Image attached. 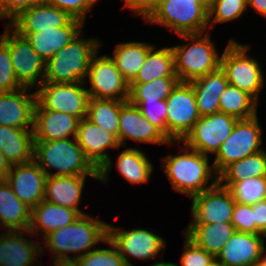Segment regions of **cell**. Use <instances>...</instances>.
<instances>
[{
  "label": "cell",
  "mask_w": 266,
  "mask_h": 266,
  "mask_svg": "<svg viewBox=\"0 0 266 266\" xmlns=\"http://www.w3.org/2000/svg\"><path fill=\"white\" fill-rule=\"evenodd\" d=\"M33 160L47 176L98 175L76 138L34 141Z\"/></svg>",
  "instance_id": "3"
},
{
  "label": "cell",
  "mask_w": 266,
  "mask_h": 266,
  "mask_svg": "<svg viewBox=\"0 0 266 266\" xmlns=\"http://www.w3.org/2000/svg\"><path fill=\"white\" fill-rule=\"evenodd\" d=\"M247 9L246 0H212L208 11L209 31L219 23L237 20Z\"/></svg>",
  "instance_id": "38"
},
{
  "label": "cell",
  "mask_w": 266,
  "mask_h": 266,
  "mask_svg": "<svg viewBox=\"0 0 266 266\" xmlns=\"http://www.w3.org/2000/svg\"><path fill=\"white\" fill-rule=\"evenodd\" d=\"M24 233L32 235L29 230H11L0 236V266H36L46 249Z\"/></svg>",
  "instance_id": "21"
},
{
  "label": "cell",
  "mask_w": 266,
  "mask_h": 266,
  "mask_svg": "<svg viewBox=\"0 0 266 266\" xmlns=\"http://www.w3.org/2000/svg\"><path fill=\"white\" fill-rule=\"evenodd\" d=\"M23 88L15 77L9 47L0 39V92Z\"/></svg>",
  "instance_id": "41"
},
{
  "label": "cell",
  "mask_w": 266,
  "mask_h": 266,
  "mask_svg": "<svg viewBox=\"0 0 266 266\" xmlns=\"http://www.w3.org/2000/svg\"><path fill=\"white\" fill-rule=\"evenodd\" d=\"M231 223L236 231L262 234L255 225L253 205L235 202Z\"/></svg>",
  "instance_id": "44"
},
{
  "label": "cell",
  "mask_w": 266,
  "mask_h": 266,
  "mask_svg": "<svg viewBox=\"0 0 266 266\" xmlns=\"http://www.w3.org/2000/svg\"><path fill=\"white\" fill-rule=\"evenodd\" d=\"M92 56L85 80L89 97L128 101L130 83L122 76L109 55ZM87 84L90 87L87 88Z\"/></svg>",
  "instance_id": "12"
},
{
  "label": "cell",
  "mask_w": 266,
  "mask_h": 266,
  "mask_svg": "<svg viewBox=\"0 0 266 266\" xmlns=\"http://www.w3.org/2000/svg\"><path fill=\"white\" fill-rule=\"evenodd\" d=\"M79 216L76 210L55 205L45 200L31 209L29 231L43 238L50 232L72 224Z\"/></svg>",
  "instance_id": "26"
},
{
  "label": "cell",
  "mask_w": 266,
  "mask_h": 266,
  "mask_svg": "<svg viewBox=\"0 0 266 266\" xmlns=\"http://www.w3.org/2000/svg\"><path fill=\"white\" fill-rule=\"evenodd\" d=\"M80 119L64 112L34 110V141L76 138Z\"/></svg>",
  "instance_id": "23"
},
{
  "label": "cell",
  "mask_w": 266,
  "mask_h": 266,
  "mask_svg": "<svg viewBox=\"0 0 266 266\" xmlns=\"http://www.w3.org/2000/svg\"><path fill=\"white\" fill-rule=\"evenodd\" d=\"M197 4H200L207 12L210 9L212 0H196Z\"/></svg>",
  "instance_id": "52"
},
{
  "label": "cell",
  "mask_w": 266,
  "mask_h": 266,
  "mask_svg": "<svg viewBox=\"0 0 266 266\" xmlns=\"http://www.w3.org/2000/svg\"><path fill=\"white\" fill-rule=\"evenodd\" d=\"M5 25L0 39L9 47L15 77L23 87L34 89L36 86L37 89L44 81L46 63L25 37Z\"/></svg>",
  "instance_id": "11"
},
{
  "label": "cell",
  "mask_w": 266,
  "mask_h": 266,
  "mask_svg": "<svg viewBox=\"0 0 266 266\" xmlns=\"http://www.w3.org/2000/svg\"><path fill=\"white\" fill-rule=\"evenodd\" d=\"M31 209L13 193L7 181L0 182V219L8 231H27Z\"/></svg>",
  "instance_id": "29"
},
{
  "label": "cell",
  "mask_w": 266,
  "mask_h": 266,
  "mask_svg": "<svg viewBox=\"0 0 266 266\" xmlns=\"http://www.w3.org/2000/svg\"><path fill=\"white\" fill-rule=\"evenodd\" d=\"M104 243L109 247L94 248L73 263L76 266H126L116 246L108 238Z\"/></svg>",
  "instance_id": "39"
},
{
  "label": "cell",
  "mask_w": 266,
  "mask_h": 266,
  "mask_svg": "<svg viewBox=\"0 0 266 266\" xmlns=\"http://www.w3.org/2000/svg\"><path fill=\"white\" fill-rule=\"evenodd\" d=\"M185 241L180 257L181 266H209L216 258L206 250L198 247L182 232Z\"/></svg>",
  "instance_id": "43"
},
{
  "label": "cell",
  "mask_w": 266,
  "mask_h": 266,
  "mask_svg": "<svg viewBox=\"0 0 266 266\" xmlns=\"http://www.w3.org/2000/svg\"><path fill=\"white\" fill-rule=\"evenodd\" d=\"M150 266H179L178 263H172V262H166V261H156L154 264H151Z\"/></svg>",
  "instance_id": "53"
},
{
  "label": "cell",
  "mask_w": 266,
  "mask_h": 266,
  "mask_svg": "<svg viewBox=\"0 0 266 266\" xmlns=\"http://www.w3.org/2000/svg\"><path fill=\"white\" fill-rule=\"evenodd\" d=\"M132 105L137 106L141 113L149 120L154 126L159 128L167 136L166 118H167V105L166 100H155L152 102H130Z\"/></svg>",
  "instance_id": "42"
},
{
  "label": "cell",
  "mask_w": 266,
  "mask_h": 266,
  "mask_svg": "<svg viewBox=\"0 0 266 266\" xmlns=\"http://www.w3.org/2000/svg\"><path fill=\"white\" fill-rule=\"evenodd\" d=\"M0 227H2V229L5 228V226H4L3 223L1 222V219H0ZM7 231H8V230H6L5 232H4V231L1 232V233H0V236L4 235Z\"/></svg>",
  "instance_id": "58"
},
{
  "label": "cell",
  "mask_w": 266,
  "mask_h": 266,
  "mask_svg": "<svg viewBox=\"0 0 266 266\" xmlns=\"http://www.w3.org/2000/svg\"><path fill=\"white\" fill-rule=\"evenodd\" d=\"M177 143L181 145L180 154L161 157L163 172L172 189L191 198L216 185L218 174L211 166L209 156L188 148L182 141Z\"/></svg>",
  "instance_id": "2"
},
{
  "label": "cell",
  "mask_w": 266,
  "mask_h": 266,
  "mask_svg": "<svg viewBox=\"0 0 266 266\" xmlns=\"http://www.w3.org/2000/svg\"><path fill=\"white\" fill-rule=\"evenodd\" d=\"M118 140L124 148L127 147V140L141 144H163L169 147L177 143L170 141L159 128L146 119L137 106L129 101L120 108Z\"/></svg>",
  "instance_id": "17"
},
{
  "label": "cell",
  "mask_w": 266,
  "mask_h": 266,
  "mask_svg": "<svg viewBox=\"0 0 266 266\" xmlns=\"http://www.w3.org/2000/svg\"><path fill=\"white\" fill-rule=\"evenodd\" d=\"M190 83L195 92L200 117L218 113L221 94L229 84L221 68Z\"/></svg>",
  "instance_id": "27"
},
{
  "label": "cell",
  "mask_w": 266,
  "mask_h": 266,
  "mask_svg": "<svg viewBox=\"0 0 266 266\" xmlns=\"http://www.w3.org/2000/svg\"><path fill=\"white\" fill-rule=\"evenodd\" d=\"M10 140H34L33 129L0 126V148Z\"/></svg>",
  "instance_id": "47"
},
{
  "label": "cell",
  "mask_w": 266,
  "mask_h": 266,
  "mask_svg": "<svg viewBox=\"0 0 266 266\" xmlns=\"http://www.w3.org/2000/svg\"><path fill=\"white\" fill-rule=\"evenodd\" d=\"M252 8L259 15L266 19V0H248L247 8Z\"/></svg>",
  "instance_id": "50"
},
{
  "label": "cell",
  "mask_w": 266,
  "mask_h": 266,
  "mask_svg": "<svg viewBox=\"0 0 266 266\" xmlns=\"http://www.w3.org/2000/svg\"><path fill=\"white\" fill-rule=\"evenodd\" d=\"M88 177L98 180V175L47 176L44 200L86 214L79 205Z\"/></svg>",
  "instance_id": "24"
},
{
  "label": "cell",
  "mask_w": 266,
  "mask_h": 266,
  "mask_svg": "<svg viewBox=\"0 0 266 266\" xmlns=\"http://www.w3.org/2000/svg\"><path fill=\"white\" fill-rule=\"evenodd\" d=\"M256 266H266V253H262L261 258L257 261Z\"/></svg>",
  "instance_id": "54"
},
{
  "label": "cell",
  "mask_w": 266,
  "mask_h": 266,
  "mask_svg": "<svg viewBox=\"0 0 266 266\" xmlns=\"http://www.w3.org/2000/svg\"><path fill=\"white\" fill-rule=\"evenodd\" d=\"M73 18L47 1L21 11L8 25L17 33H35L66 26Z\"/></svg>",
  "instance_id": "20"
},
{
  "label": "cell",
  "mask_w": 266,
  "mask_h": 266,
  "mask_svg": "<svg viewBox=\"0 0 266 266\" xmlns=\"http://www.w3.org/2000/svg\"><path fill=\"white\" fill-rule=\"evenodd\" d=\"M258 114L252 118L238 120L226 140L220 145L213 162L214 169L219 174L229 164L253 155L261 150L262 127Z\"/></svg>",
  "instance_id": "8"
},
{
  "label": "cell",
  "mask_w": 266,
  "mask_h": 266,
  "mask_svg": "<svg viewBox=\"0 0 266 266\" xmlns=\"http://www.w3.org/2000/svg\"><path fill=\"white\" fill-rule=\"evenodd\" d=\"M47 175L34 161L12 165L6 181L13 193L30 209L44 200Z\"/></svg>",
  "instance_id": "18"
},
{
  "label": "cell",
  "mask_w": 266,
  "mask_h": 266,
  "mask_svg": "<svg viewBox=\"0 0 266 266\" xmlns=\"http://www.w3.org/2000/svg\"><path fill=\"white\" fill-rule=\"evenodd\" d=\"M43 2L46 0H0V19L8 20L3 21L8 24L21 11Z\"/></svg>",
  "instance_id": "46"
},
{
  "label": "cell",
  "mask_w": 266,
  "mask_h": 266,
  "mask_svg": "<svg viewBox=\"0 0 266 266\" xmlns=\"http://www.w3.org/2000/svg\"><path fill=\"white\" fill-rule=\"evenodd\" d=\"M237 121L235 117L221 112L202 116L182 143L203 155H215L220 145L231 134Z\"/></svg>",
  "instance_id": "15"
},
{
  "label": "cell",
  "mask_w": 266,
  "mask_h": 266,
  "mask_svg": "<svg viewBox=\"0 0 266 266\" xmlns=\"http://www.w3.org/2000/svg\"><path fill=\"white\" fill-rule=\"evenodd\" d=\"M250 45L240 44L231 38L227 42L220 59V68L225 73L229 85L247 92L257 102L264 85V75L257 58L249 55Z\"/></svg>",
  "instance_id": "7"
},
{
  "label": "cell",
  "mask_w": 266,
  "mask_h": 266,
  "mask_svg": "<svg viewBox=\"0 0 266 266\" xmlns=\"http://www.w3.org/2000/svg\"><path fill=\"white\" fill-rule=\"evenodd\" d=\"M230 190L235 202L254 205L266 199V176L248 177L237 182H218Z\"/></svg>",
  "instance_id": "37"
},
{
  "label": "cell",
  "mask_w": 266,
  "mask_h": 266,
  "mask_svg": "<svg viewBox=\"0 0 266 266\" xmlns=\"http://www.w3.org/2000/svg\"><path fill=\"white\" fill-rule=\"evenodd\" d=\"M261 235H262V240H263V252L266 253V244H265L266 230Z\"/></svg>",
  "instance_id": "56"
},
{
  "label": "cell",
  "mask_w": 266,
  "mask_h": 266,
  "mask_svg": "<svg viewBox=\"0 0 266 266\" xmlns=\"http://www.w3.org/2000/svg\"><path fill=\"white\" fill-rule=\"evenodd\" d=\"M31 91V88L23 87L0 92V126L33 129L36 92Z\"/></svg>",
  "instance_id": "19"
},
{
  "label": "cell",
  "mask_w": 266,
  "mask_h": 266,
  "mask_svg": "<svg viewBox=\"0 0 266 266\" xmlns=\"http://www.w3.org/2000/svg\"><path fill=\"white\" fill-rule=\"evenodd\" d=\"M63 266H76L73 262L65 263Z\"/></svg>",
  "instance_id": "59"
},
{
  "label": "cell",
  "mask_w": 266,
  "mask_h": 266,
  "mask_svg": "<svg viewBox=\"0 0 266 266\" xmlns=\"http://www.w3.org/2000/svg\"><path fill=\"white\" fill-rule=\"evenodd\" d=\"M191 198L192 219L189 224L231 222L235 200L228 188L217 183Z\"/></svg>",
  "instance_id": "16"
},
{
  "label": "cell",
  "mask_w": 266,
  "mask_h": 266,
  "mask_svg": "<svg viewBox=\"0 0 266 266\" xmlns=\"http://www.w3.org/2000/svg\"><path fill=\"white\" fill-rule=\"evenodd\" d=\"M76 140L86 157L98 169V181L107 185L114 165L112 157L106 151L121 147L118 137L89 119L82 118L78 123Z\"/></svg>",
  "instance_id": "10"
},
{
  "label": "cell",
  "mask_w": 266,
  "mask_h": 266,
  "mask_svg": "<svg viewBox=\"0 0 266 266\" xmlns=\"http://www.w3.org/2000/svg\"><path fill=\"white\" fill-rule=\"evenodd\" d=\"M1 151L11 166L27 163L33 160L34 140H10Z\"/></svg>",
  "instance_id": "40"
},
{
  "label": "cell",
  "mask_w": 266,
  "mask_h": 266,
  "mask_svg": "<svg viewBox=\"0 0 266 266\" xmlns=\"http://www.w3.org/2000/svg\"><path fill=\"white\" fill-rule=\"evenodd\" d=\"M43 239L52 260L73 262L108 238V223L83 214L72 224L50 232ZM99 243V244H98ZM73 253L74 255H68ZM55 255V256H54Z\"/></svg>",
  "instance_id": "1"
},
{
  "label": "cell",
  "mask_w": 266,
  "mask_h": 266,
  "mask_svg": "<svg viewBox=\"0 0 266 266\" xmlns=\"http://www.w3.org/2000/svg\"><path fill=\"white\" fill-rule=\"evenodd\" d=\"M261 176H266L265 149L226 166L218 174V182H237Z\"/></svg>",
  "instance_id": "35"
},
{
  "label": "cell",
  "mask_w": 266,
  "mask_h": 266,
  "mask_svg": "<svg viewBox=\"0 0 266 266\" xmlns=\"http://www.w3.org/2000/svg\"><path fill=\"white\" fill-rule=\"evenodd\" d=\"M127 7L135 16L144 19L148 13L155 7L157 0H124Z\"/></svg>",
  "instance_id": "48"
},
{
  "label": "cell",
  "mask_w": 266,
  "mask_h": 266,
  "mask_svg": "<svg viewBox=\"0 0 266 266\" xmlns=\"http://www.w3.org/2000/svg\"><path fill=\"white\" fill-rule=\"evenodd\" d=\"M121 229L108 223V239L116 246L126 266H134L129 257L148 261L155 260L160 253L164 255L166 241L159 234L143 228Z\"/></svg>",
  "instance_id": "13"
},
{
  "label": "cell",
  "mask_w": 266,
  "mask_h": 266,
  "mask_svg": "<svg viewBox=\"0 0 266 266\" xmlns=\"http://www.w3.org/2000/svg\"><path fill=\"white\" fill-rule=\"evenodd\" d=\"M209 266H223L217 260L213 261Z\"/></svg>",
  "instance_id": "57"
},
{
  "label": "cell",
  "mask_w": 266,
  "mask_h": 266,
  "mask_svg": "<svg viewBox=\"0 0 266 266\" xmlns=\"http://www.w3.org/2000/svg\"><path fill=\"white\" fill-rule=\"evenodd\" d=\"M178 35L185 44L173 45L175 73L180 82H190L220 68L221 55L211 33Z\"/></svg>",
  "instance_id": "5"
},
{
  "label": "cell",
  "mask_w": 266,
  "mask_h": 266,
  "mask_svg": "<svg viewBox=\"0 0 266 266\" xmlns=\"http://www.w3.org/2000/svg\"><path fill=\"white\" fill-rule=\"evenodd\" d=\"M49 4L67 12L72 18L85 24L88 13L98 0H46ZM100 1V0H99Z\"/></svg>",
  "instance_id": "45"
},
{
  "label": "cell",
  "mask_w": 266,
  "mask_h": 266,
  "mask_svg": "<svg viewBox=\"0 0 266 266\" xmlns=\"http://www.w3.org/2000/svg\"><path fill=\"white\" fill-rule=\"evenodd\" d=\"M11 165L6 161L0 148V182L6 181Z\"/></svg>",
  "instance_id": "51"
},
{
  "label": "cell",
  "mask_w": 266,
  "mask_h": 266,
  "mask_svg": "<svg viewBox=\"0 0 266 266\" xmlns=\"http://www.w3.org/2000/svg\"><path fill=\"white\" fill-rule=\"evenodd\" d=\"M231 222L212 224H188L182 232L198 247L206 250L215 258L235 233Z\"/></svg>",
  "instance_id": "28"
},
{
  "label": "cell",
  "mask_w": 266,
  "mask_h": 266,
  "mask_svg": "<svg viewBox=\"0 0 266 266\" xmlns=\"http://www.w3.org/2000/svg\"><path fill=\"white\" fill-rule=\"evenodd\" d=\"M263 253L261 234L235 231L217 255L223 266H256Z\"/></svg>",
  "instance_id": "22"
},
{
  "label": "cell",
  "mask_w": 266,
  "mask_h": 266,
  "mask_svg": "<svg viewBox=\"0 0 266 266\" xmlns=\"http://www.w3.org/2000/svg\"><path fill=\"white\" fill-rule=\"evenodd\" d=\"M155 46L148 51L145 62L131 83H148L160 77H177L172 47L165 46L157 50Z\"/></svg>",
  "instance_id": "32"
},
{
  "label": "cell",
  "mask_w": 266,
  "mask_h": 266,
  "mask_svg": "<svg viewBox=\"0 0 266 266\" xmlns=\"http://www.w3.org/2000/svg\"><path fill=\"white\" fill-rule=\"evenodd\" d=\"M258 104L247 92L228 84L220 97L219 112L238 120L249 119L258 114Z\"/></svg>",
  "instance_id": "33"
},
{
  "label": "cell",
  "mask_w": 266,
  "mask_h": 266,
  "mask_svg": "<svg viewBox=\"0 0 266 266\" xmlns=\"http://www.w3.org/2000/svg\"><path fill=\"white\" fill-rule=\"evenodd\" d=\"M65 263L66 262H64V261H57V260L52 261L53 266H63ZM37 265L39 266L40 264H37ZM40 266H43V265L41 264Z\"/></svg>",
  "instance_id": "55"
},
{
  "label": "cell",
  "mask_w": 266,
  "mask_h": 266,
  "mask_svg": "<svg viewBox=\"0 0 266 266\" xmlns=\"http://www.w3.org/2000/svg\"><path fill=\"white\" fill-rule=\"evenodd\" d=\"M167 137L182 141L200 118L195 92L190 82H179L166 99Z\"/></svg>",
  "instance_id": "14"
},
{
  "label": "cell",
  "mask_w": 266,
  "mask_h": 266,
  "mask_svg": "<svg viewBox=\"0 0 266 266\" xmlns=\"http://www.w3.org/2000/svg\"><path fill=\"white\" fill-rule=\"evenodd\" d=\"M126 101L89 98L87 119L118 137L120 108Z\"/></svg>",
  "instance_id": "34"
},
{
  "label": "cell",
  "mask_w": 266,
  "mask_h": 266,
  "mask_svg": "<svg viewBox=\"0 0 266 266\" xmlns=\"http://www.w3.org/2000/svg\"><path fill=\"white\" fill-rule=\"evenodd\" d=\"M178 77H160L148 83H130L129 102H152L166 100L175 86Z\"/></svg>",
  "instance_id": "36"
},
{
  "label": "cell",
  "mask_w": 266,
  "mask_h": 266,
  "mask_svg": "<svg viewBox=\"0 0 266 266\" xmlns=\"http://www.w3.org/2000/svg\"><path fill=\"white\" fill-rule=\"evenodd\" d=\"M143 20L164 26L177 36L209 30L208 12L196 0H157L155 7Z\"/></svg>",
  "instance_id": "6"
},
{
  "label": "cell",
  "mask_w": 266,
  "mask_h": 266,
  "mask_svg": "<svg viewBox=\"0 0 266 266\" xmlns=\"http://www.w3.org/2000/svg\"><path fill=\"white\" fill-rule=\"evenodd\" d=\"M256 228L263 233L266 230V199L253 205Z\"/></svg>",
  "instance_id": "49"
},
{
  "label": "cell",
  "mask_w": 266,
  "mask_h": 266,
  "mask_svg": "<svg viewBox=\"0 0 266 266\" xmlns=\"http://www.w3.org/2000/svg\"><path fill=\"white\" fill-rule=\"evenodd\" d=\"M153 46L154 44L141 41L120 42L113 50V56L110 57L122 76L131 83L145 62L148 51Z\"/></svg>",
  "instance_id": "31"
},
{
  "label": "cell",
  "mask_w": 266,
  "mask_h": 266,
  "mask_svg": "<svg viewBox=\"0 0 266 266\" xmlns=\"http://www.w3.org/2000/svg\"><path fill=\"white\" fill-rule=\"evenodd\" d=\"M81 20L73 18L66 26L35 33H18L25 37L35 52L47 63L54 54L69 44L84 28Z\"/></svg>",
  "instance_id": "25"
},
{
  "label": "cell",
  "mask_w": 266,
  "mask_h": 266,
  "mask_svg": "<svg viewBox=\"0 0 266 266\" xmlns=\"http://www.w3.org/2000/svg\"><path fill=\"white\" fill-rule=\"evenodd\" d=\"M116 159V170L127 182L141 185L150 181L154 166L146 152L130 146L122 150Z\"/></svg>",
  "instance_id": "30"
},
{
  "label": "cell",
  "mask_w": 266,
  "mask_h": 266,
  "mask_svg": "<svg viewBox=\"0 0 266 266\" xmlns=\"http://www.w3.org/2000/svg\"><path fill=\"white\" fill-rule=\"evenodd\" d=\"M83 30L46 63L43 82L84 83L92 56L103 46L97 38H85Z\"/></svg>",
  "instance_id": "4"
},
{
  "label": "cell",
  "mask_w": 266,
  "mask_h": 266,
  "mask_svg": "<svg viewBox=\"0 0 266 266\" xmlns=\"http://www.w3.org/2000/svg\"><path fill=\"white\" fill-rule=\"evenodd\" d=\"M34 110H52L78 117H87L89 93L85 83L43 82L36 89Z\"/></svg>",
  "instance_id": "9"
}]
</instances>
